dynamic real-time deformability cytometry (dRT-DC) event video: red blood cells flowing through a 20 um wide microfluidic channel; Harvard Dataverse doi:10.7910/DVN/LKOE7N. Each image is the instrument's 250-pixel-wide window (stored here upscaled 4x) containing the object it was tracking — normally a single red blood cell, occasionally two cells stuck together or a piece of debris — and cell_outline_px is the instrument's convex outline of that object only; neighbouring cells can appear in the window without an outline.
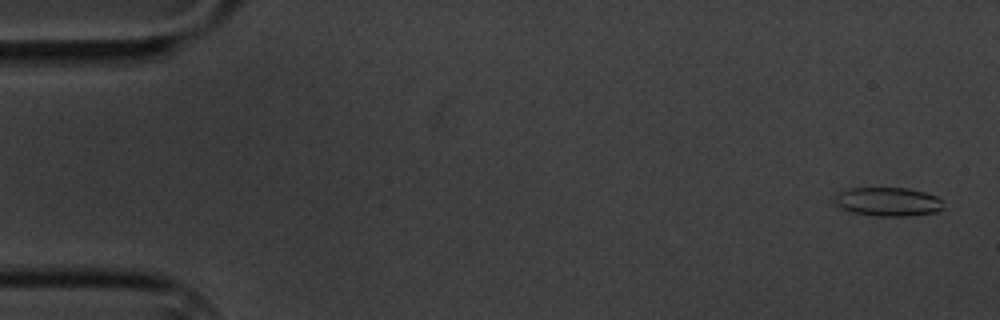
{"species": "common noctule bat (a hibernating species)", "species_latin": "Nyctalus noctula", "temperature_condition": "cold", "stored_images_in_passage": 15, "camera_frame_rate_fps": 3000, "um_per_image_px": 0.085, "animal": {"sex": "male", "body_mass_g": 20.1, "forearm_length_mm": 53.5}, "frame": {"image": 1, "passage_image": 1, "time_ms": 0.0, "image_size_px": [1000, 320], "cell_outline_px": [[944, 208], [936, 212], [908, 216], [876, 216], [852, 212], [836, 204], [836, 196], [840, 192], [848, 188], [908, 188], [924, 192], [936, 196], [944, 200]], "centroid_in_image_um": [75.55, 17.15], "position_along_channel_um": 9.4, "area_um2": 18.21}}
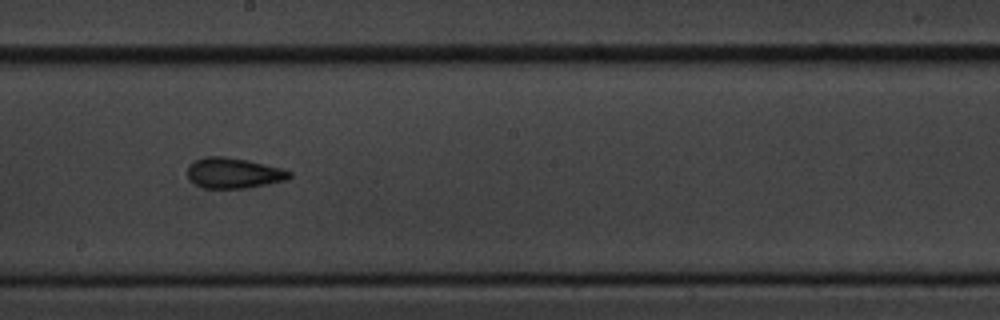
{"frame": {"image": 2, "passage_image": 9, "time_ms": 10.0, "image_size_px": [1000, 320], "cell_outline_px": [[292, 176], [288, 180], [248, 188], [204, 188], [196, 184], [188, 176], [188, 168], [196, 160], [204, 156], [224, 156], [248, 160], [280, 168], [292, 172]], "centroid_in_image_um": [19.9, 14.71], "position_along_channel_um": 228.3, "area_um2": 18.03}}
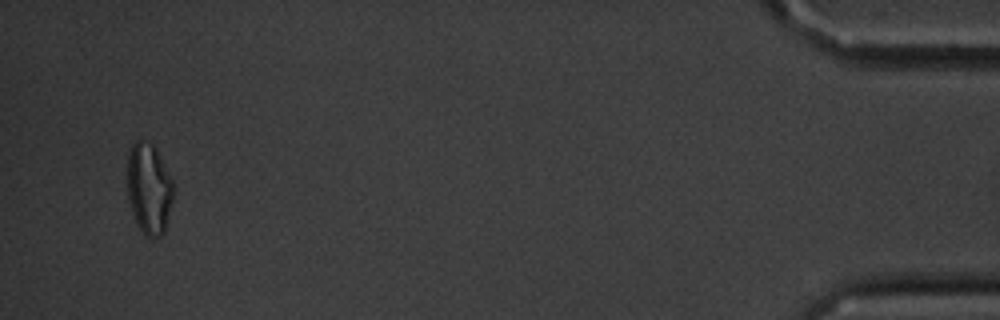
{"frame": {"image": 3, "passage_image": 15, "time_ms": 18.0, "image_size_px": [1000, 320], "cell_outline_px": [[172, 200], [164, 232], [160, 236], [144, 236], [136, 224], [128, 200], [128, 152], [132, 144], [136, 140], [140, 140], [152, 144], [156, 148], [172, 180]], "centroid_in_image_um": [12.64, 16.04], "position_along_channel_um": 422.6, "area_um2": 24.16}, "authors_computed_cell_mechanics": {"area_um2": 17.9758, "velocity_mm_per_s": 3.4337, "shape_relaxation_time_tau1_ms": 3.3308, "shape_relaxation_time_tau2_ms": 4.0636, "deformation_change_tau1": 0.1097, "deformation_change_tau2": 0.1089}}